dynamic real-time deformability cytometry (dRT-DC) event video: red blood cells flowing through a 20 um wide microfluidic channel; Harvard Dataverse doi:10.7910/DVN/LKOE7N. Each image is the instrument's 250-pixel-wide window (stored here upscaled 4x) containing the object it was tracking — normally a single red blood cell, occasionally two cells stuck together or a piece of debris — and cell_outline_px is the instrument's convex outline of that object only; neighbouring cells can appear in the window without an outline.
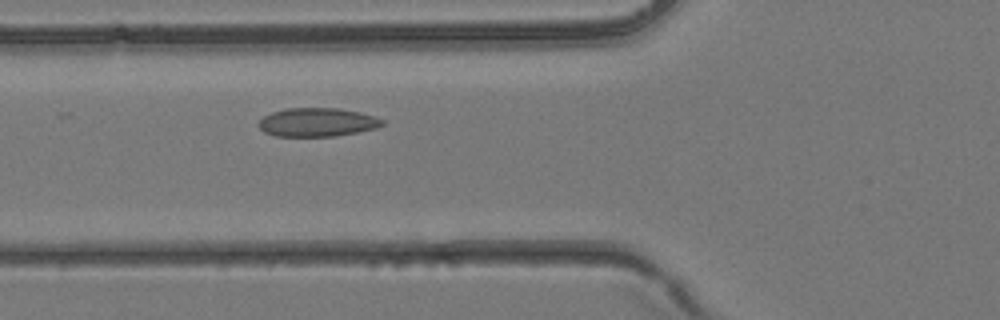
{"species": "common noctule bat (a hibernating species)", "species_latin": "Nyctalus noctula", "temperature_condition": "room temperature", "stored_images_in_passage": 30, "segment_of_instrument_passage": [1, 2], "camera_frame_rate_fps": 3000, "um_per_image_px": 0.085, "animal": {"sex": "female", "body_mass_g": 24.6, "forearm_length_mm": 56.2}, "frame": {"image": 1, "passage_image": 5, "time_ms": 1.333, "image_size_px": [1000, 320], "cell_outline_px": [[384, 124], [376, 128], [360, 132], [336, 136], [276, 136], [264, 132], [256, 124], [264, 116], [272, 112], [288, 108], [340, 108], [360, 112], [376, 116], [384, 120]], "centroid_in_image_um": [26.99, 10.39], "position_along_channel_um": 98.8, "area_um2": 20.81}}
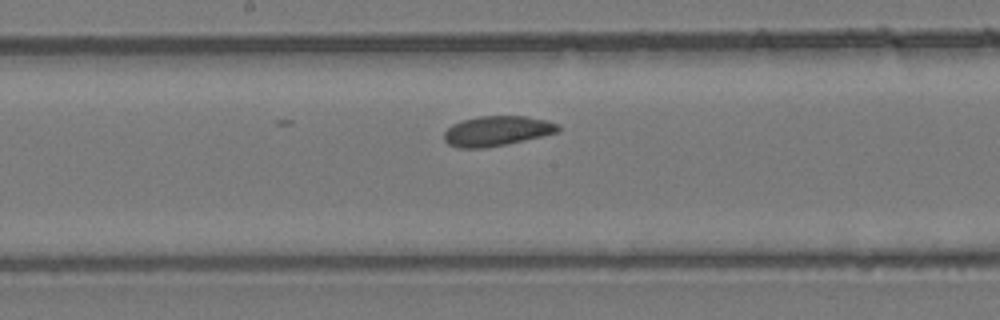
{"frame": {"image": 2, "passage_image": 11, "time_ms": 3.333, "image_size_px": [1000, 320], "cell_outline_px": [[560, 132], [508, 144], [484, 148], [460, 148], [448, 144], [444, 140], [444, 132], [452, 124], [460, 120], [476, 116], [524, 116], [548, 120], [556, 124], [560, 128]], "centroid_in_image_um": [42.23, 11.13], "position_along_channel_um": 206.0, "area_um2": 20.11}}
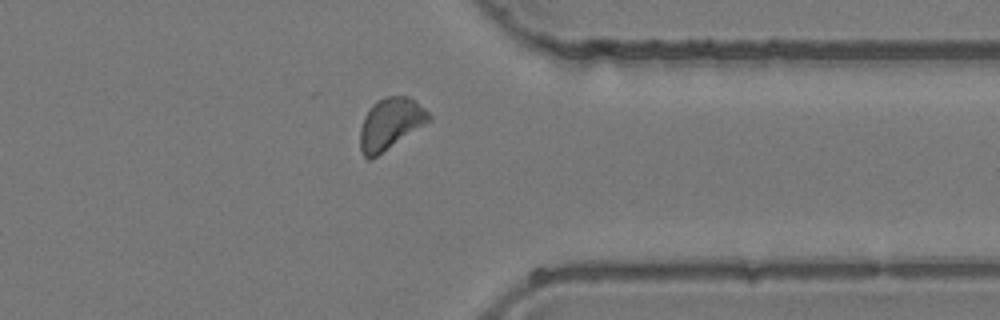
{"frame": {"image": 3, "passage_image": 21, "time_ms": 6.667, "image_size_px": [1000, 320], "cell_outline_px": [[432, 120], [376, 156], [368, 160], [360, 152], [360, 128], [364, 116], [372, 104], [388, 96], [408, 96], [424, 108], [432, 116]], "centroid_in_image_um": [33.17, 10.52], "position_along_channel_um": 378.2, "area_um2": 20.4}}